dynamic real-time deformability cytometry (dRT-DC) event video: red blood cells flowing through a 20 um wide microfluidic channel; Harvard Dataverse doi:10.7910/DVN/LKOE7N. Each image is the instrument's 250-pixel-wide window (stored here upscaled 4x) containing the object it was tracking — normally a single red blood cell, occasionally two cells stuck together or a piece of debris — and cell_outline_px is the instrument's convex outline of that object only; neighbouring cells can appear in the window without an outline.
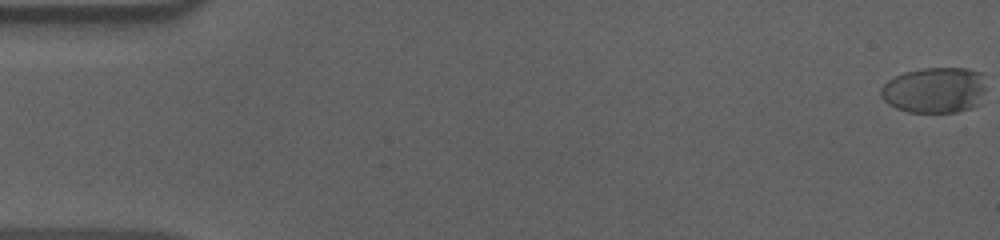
{"species": "human", "species_latin": "Homo sapiens", "temperature_condition": "cold", "stored_images_in_passage": 58, "camera_frame_rate_fps": 3000, "um_per_image_px": 0.085, "donor": {"sex": "male"}, "frame": {"image": 1, "passage_image": 1, "time_ms": 0.0, "image_size_px": [1000, 240], "cell_outline_px": [[984, 88], [980, 104], [972, 108], [956, 112], [908, 112], [896, 108], [888, 104], [880, 96], [880, 88], [888, 80], [904, 72], [924, 68], [968, 68], [980, 72]], "centroid_in_image_um": [79.42, 7.67], "position_along_channel_um": 5.6, "area_um2": 28.15}}
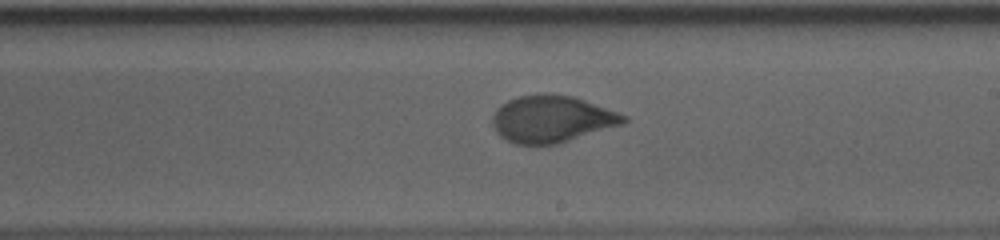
{"frame": {"image": 2, "passage_image": 34, "time_ms": 11.0, "image_size_px": [1000, 240], "cell_outline_px": [[628, 120], [624, 124], [556, 144], [516, 144], [500, 136], [496, 132], [492, 124], [492, 116], [496, 108], [500, 104], [508, 100], [520, 96], [540, 92], [544, 92], [572, 96], [584, 100], [628, 116]], "centroid_in_image_um": [46.88, 10.1], "position_along_channel_um": 242.1, "area_um2": 35.95}}
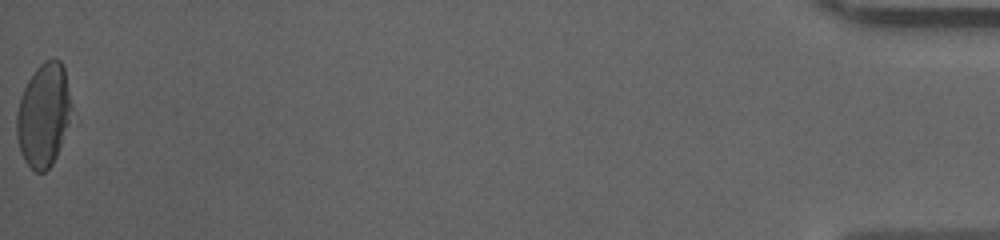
{"frame": {"image": 3, "passage_image": 58, "time_ms": 19.0, "image_size_px": [1000, 240], "cell_outline_px": [[80, 120], [52, 164], [44, 172], [36, 172], [24, 160], [20, 152], [16, 136], [16, 112], [20, 96], [28, 80], [36, 68], [44, 60], [60, 60], [64, 68]], "centroid_in_image_um": [3.86, 9.81], "position_along_channel_um": 431.3, "area_um2": 35.72}, "authors_computed_cell_mechanics": {"area_um2": 34.9979, "velocity_mm_per_s": 3.6236, "shape_relaxation_time_tau1_ms": 4.5148, "shape_relaxation_time_tau2_ms": 0.9404, "deformation_change_tau1": 0.1657, "deformation_change_tau2": 0.0571}}